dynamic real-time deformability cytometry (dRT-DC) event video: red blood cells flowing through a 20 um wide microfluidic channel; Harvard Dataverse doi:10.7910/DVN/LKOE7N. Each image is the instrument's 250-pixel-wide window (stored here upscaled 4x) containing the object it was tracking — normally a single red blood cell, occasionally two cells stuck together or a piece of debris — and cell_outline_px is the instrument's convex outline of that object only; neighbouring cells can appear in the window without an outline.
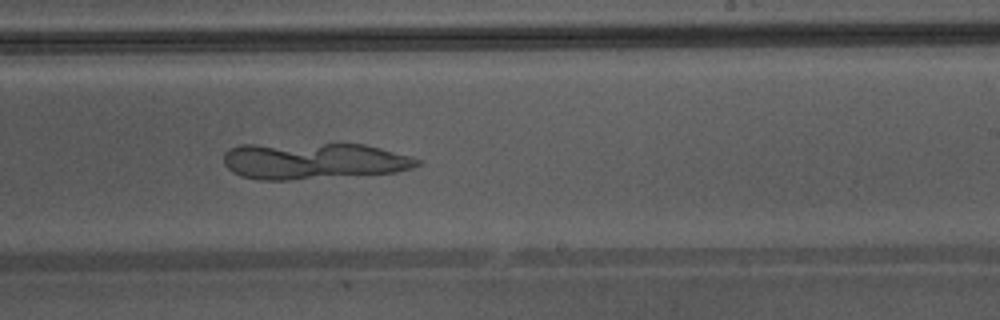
{"species": "Egyptian fruit bat (a non-hibernating species)", "species_latin": "Rousettus aegyptiacus", "temperature_condition": "warm", "stored_images_in_passage": 38, "camera_frame_rate_fps": 3000, "um_per_image_px": 0.085, "animal": {"sex": "male"}, "frame": {"image": 1, "passage_image": 22, "time_ms": 7.0, "image_size_px": [1000, 320], "cell_outline_px": [[424, 160], [420, 164], [412, 168], [396, 172], [292, 180], [260, 180], [240, 176], [232, 172], [224, 164], [224, 152], [228, 148], [240, 144], [364, 144], [412, 156]], "centroid_in_image_um": [26.64, 13.68], "position_along_channel_um": 262.4, "area_um2": 41.56}}